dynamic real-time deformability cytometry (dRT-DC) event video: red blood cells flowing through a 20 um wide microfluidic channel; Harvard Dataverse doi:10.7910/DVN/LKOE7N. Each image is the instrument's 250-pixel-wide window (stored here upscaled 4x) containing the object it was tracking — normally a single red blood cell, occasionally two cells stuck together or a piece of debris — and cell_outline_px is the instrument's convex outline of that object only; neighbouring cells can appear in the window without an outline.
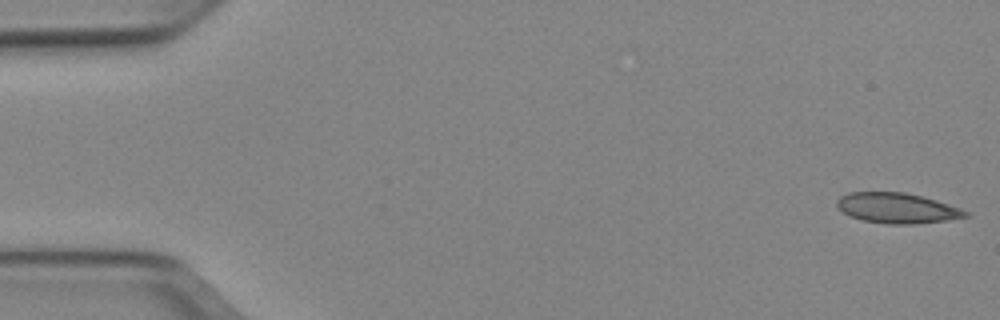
{"species": "Egyptian fruit bat (a non-hibernating species)", "species_latin": "Rousettus aegyptiacus", "temperature_condition": "cold", "stored_images_in_passage": 51, "camera_frame_rate_fps": 3000, "um_per_image_px": 0.085, "animal": {"sex": "female"}, "frame": {"image": 1, "passage_image": 1, "time_ms": 0.0, "image_size_px": [1000, 320], "cell_outline_px": [[968, 216], [948, 220], [912, 224], [888, 224], [864, 220], [848, 216], [836, 204], [836, 200], [840, 196], [848, 192], [904, 192], [936, 200], [960, 208], [968, 212]], "centroid_in_image_um": [76.23, 17.68], "position_along_channel_um": 8.8, "area_um2": 22.54}}
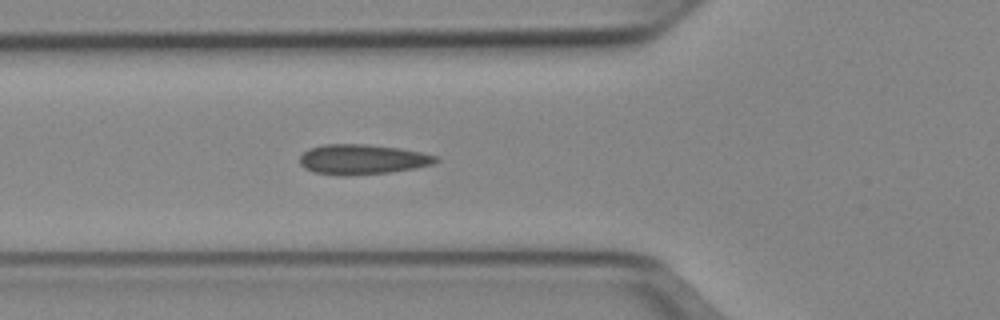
{"frame": {"image": 2, "passage_image": 18, "time_ms": 5.667, "image_size_px": [1000, 320], "cell_outline_px": [[440, 160], [432, 164], [416, 168], [392, 172], [348, 176], [344, 176], [312, 172], [304, 168], [300, 164], [300, 156], [308, 148], [324, 144], [368, 144], [400, 148], [424, 152], [440, 156]], "centroid_in_image_um": [30.83, 13.55], "position_along_channel_um": 95.0, "area_um2": 24.28}}
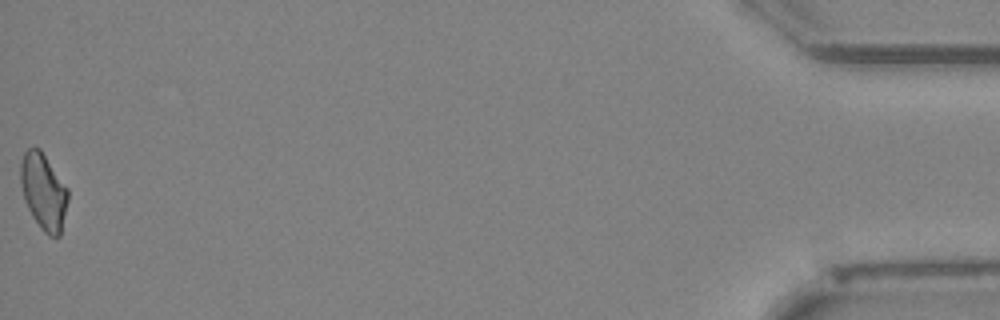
{"frame": {"image": 3, "passage_image": 51, "time_ms": 16.667, "image_size_px": [1000, 320], "cell_outline_px": [[68, 200], [60, 236], [48, 236], [44, 232], [32, 216], [24, 200], [20, 180], [20, 164], [24, 152], [28, 148], [40, 148], [68, 188]], "centroid_in_image_um": [3.7, 16.27], "position_along_channel_um": 431.5, "area_um2": 21.04}, "authors_computed_cell_mechanics": {"area_um2": 22.4842, "velocity_mm_per_s": 3.953, "shape_relaxation_time_tau1_ms": null, "shape_relaxation_time_tau2_ms": 4.3231, "deformation_change_tau1": null, "deformation_change_tau2": 0.0949}}